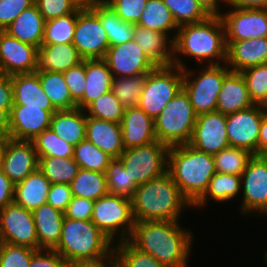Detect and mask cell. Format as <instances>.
<instances>
[{
  "label": "cell",
  "mask_w": 267,
  "mask_h": 267,
  "mask_svg": "<svg viewBox=\"0 0 267 267\" xmlns=\"http://www.w3.org/2000/svg\"><path fill=\"white\" fill-rule=\"evenodd\" d=\"M179 221L135 222L128 241L167 267H189L195 235Z\"/></svg>",
  "instance_id": "6da1fadb"
},
{
  "label": "cell",
  "mask_w": 267,
  "mask_h": 267,
  "mask_svg": "<svg viewBox=\"0 0 267 267\" xmlns=\"http://www.w3.org/2000/svg\"><path fill=\"white\" fill-rule=\"evenodd\" d=\"M226 48L220 16H209L205 21L179 26L173 42L172 65L187 68L182 61L184 56L196 59L199 66L224 64Z\"/></svg>",
  "instance_id": "7a4b0ae2"
},
{
  "label": "cell",
  "mask_w": 267,
  "mask_h": 267,
  "mask_svg": "<svg viewBox=\"0 0 267 267\" xmlns=\"http://www.w3.org/2000/svg\"><path fill=\"white\" fill-rule=\"evenodd\" d=\"M131 200L135 222L181 221L185 208L192 207L168 172L138 185Z\"/></svg>",
  "instance_id": "3957f363"
},
{
  "label": "cell",
  "mask_w": 267,
  "mask_h": 267,
  "mask_svg": "<svg viewBox=\"0 0 267 267\" xmlns=\"http://www.w3.org/2000/svg\"><path fill=\"white\" fill-rule=\"evenodd\" d=\"M167 172L193 205L206 191L216 169L213 155L185 144L169 147Z\"/></svg>",
  "instance_id": "277c9868"
},
{
  "label": "cell",
  "mask_w": 267,
  "mask_h": 267,
  "mask_svg": "<svg viewBox=\"0 0 267 267\" xmlns=\"http://www.w3.org/2000/svg\"><path fill=\"white\" fill-rule=\"evenodd\" d=\"M114 243L91 220L64 218L61 238L53 249L68 265L79 259H94L107 255Z\"/></svg>",
  "instance_id": "5b68a950"
},
{
  "label": "cell",
  "mask_w": 267,
  "mask_h": 267,
  "mask_svg": "<svg viewBox=\"0 0 267 267\" xmlns=\"http://www.w3.org/2000/svg\"><path fill=\"white\" fill-rule=\"evenodd\" d=\"M196 120L189 96L181 88L154 119L156 139L168 147L188 144Z\"/></svg>",
  "instance_id": "8992f818"
},
{
  "label": "cell",
  "mask_w": 267,
  "mask_h": 267,
  "mask_svg": "<svg viewBox=\"0 0 267 267\" xmlns=\"http://www.w3.org/2000/svg\"><path fill=\"white\" fill-rule=\"evenodd\" d=\"M182 71V88L188 94L195 113L216 111L218 95L224 78L231 72L230 68L224 63L200 66L197 70L187 67Z\"/></svg>",
  "instance_id": "52a82bcc"
},
{
  "label": "cell",
  "mask_w": 267,
  "mask_h": 267,
  "mask_svg": "<svg viewBox=\"0 0 267 267\" xmlns=\"http://www.w3.org/2000/svg\"><path fill=\"white\" fill-rule=\"evenodd\" d=\"M91 221L114 244L128 240L135 225L132 200L110 193L100 197L94 202Z\"/></svg>",
  "instance_id": "ba28073f"
},
{
  "label": "cell",
  "mask_w": 267,
  "mask_h": 267,
  "mask_svg": "<svg viewBox=\"0 0 267 267\" xmlns=\"http://www.w3.org/2000/svg\"><path fill=\"white\" fill-rule=\"evenodd\" d=\"M182 82L180 67L157 66L146 76L138 107L155 119L182 88Z\"/></svg>",
  "instance_id": "9c48e42d"
},
{
  "label": "cell",
  "mask_w": 267,
  "mask_h": 267,
  "mask_svg": "<svg viewBox=\"0 0 267 267\" xmlns=\"http://www.w3.org/2000/svg\"><path fill=\"white\" fill-rule=\"evenodd\" d=\"M169 147L158 140L144 146L125 149L119 156L130 179L137 185L167 172Z\"/></svg>",
  "instance_id": "30bf717a"
},
{
  "label": "cell",
  "mask_w": 267,
  "mask_h": 267,
  "mask_svg": "<svg viewBox=\"0 0 267 267\" xmlns=\"http://www.w3.org/2000/svg\"><path fill=\"white\" fill-rule=\"evenodd\" d=\"M240 214L262 217L267 211V156L253 155L241 175Z\"/></svg>",
  "instance_id": "8fae6325"
},
{
  "label": "cell",
  "mask_w": 267,
  "mask_h": 267,
  "mask_svg": "<svg viewBox=\"0 0 267 267\" xmlns=\"http://www.w3.org/2000/svg\"><path fill=\"white\" fill-rule=\"evenodd\" d=\"M0 242L41 250L32 211L15 202L7 204L0 211Z\"/></svg>",
  "instance_id": "7c38bea8"
},
{
  "label": "cell",
  "mask_w": 267,
  "mask_h": 267,
  "mask_svg": "<svg viewBox=\"0 0 267 267\" xmlns=\"http://www.w3.org/2000/svg\"><path fill=\"white\" fill-rule=\"evenodd\" d=\"M266 111V106L254 104L247 109L226 115L230 146L258 155L259 130Z\"/></svg>",
  "instance_id": "4fadbf2b"
},
{
  "label": "cell",
  "mask_w": 267,
  "mask_h": 267,
  "mask_svg": "<svg viewBox=\"0 0 267 267\" xmlns=\"http://www.w3.org/2000/svg\"><path fill=\"white\" fill-rule=\"evenodd\" d=\"M72 44L83 59H104L109 41L99 17L92 10L77 9Z\"/></svg>",
  "instance_id": "5bb4252c"
},
{
  "label": "cell",
  "mask_w": 267,
  "mask_h": 267,
  "mask_svg": "<svg viewBox=\"0 0 267 267\" xmlns=\"http://www.w3.org/2000/svg\"><path fill=\"white\" fill-rule=\"evenodd\" d=\"M228 10L220 14L226 41L267 37V9L228 7Z\"/></svg>",
  "instance_id": "9a60e30c"
},
{
  "label": "cell",
  "mask_w": 267,
  "mask_h": 267,
  "mask_svg": "<svg viewBox=\"0 0 267 267\" xmlns=\"http://www.w3.org/2000/svg\"><path fill=\"white\" fill-rule=\"evenodd\" d=\"M104 60L113 77L148 74L157 67L134 40L109 46Z\"/></svg>",
  "instance_id": "2e32d148"
},
{
  "label": "cell",
  "mask_w": 267,
  "mask_h": 267,
  "mask_svg": "<svg viewBox=\"0 0 267 267\" xmlns=\"http://www.w3.org/2000/svg\"><path fill=\"white\" fill-rule=\"evenodd\" d=\"M37 168L38 156L32 141L4 138L0 169L14 184Z\"/></svg>",
  "instance_id": "e0dca14e"
},
{
  "label": "cell",
  "mask_w": 267,
  "mask_h": 267,
  "mask_svg": "<svg viewBox=\"0 0 267 267\" xmlns=\"http://www.w3.org/2000/svg\"><path fill=\"white\" fill-rule=\"evenodd\" d=\"M188 144L211 155L229 147L226 115L217 111L197 115L193 134Z\"/></svg>",
  "instance_id": "ac0fdd59"
},
{
  "label": "cell",
  "mask_w": 267,
  "mask_h": 267,
  "mask_svg": "<svg viewBox=\"0 0 267 267\" xmlns=\"http://www.w3.org/2000/svg\"><path fill=\"white\" fill-rule=\"evenodd\" d=\"M37 49L0 31V74L34 73L37 67Z\"/></svg>",
  "instance_id": "d6986e66"
},
{
  "label": "cell",
  "mask_w": 267,
  "mask_h": 267,
  "mask_svg": "<svg viewBox=\"0 0 267 267\" xmlns=\"http://www.w3.org/2000/svg\"><path fill=\"white\" fill-rule=\"evenodd\" d=\"M57 110H43V107L13 105L9 114V138L32 141L38 134L50 128L51 118Z\"/></svg>",
  "instance_id": "ffe728a7"
},
{
  "label": "cell",
  "mask_w": 267,
  "mask_h": 267,
  "mask_svg": "<svg viewBox=\"0 0 267 267\" xmlns=\"http://www.w3.org/2000/svg\"><path fill=\"white\" fill-rule=\"evenodd\" d=\"M225 64L233 72L267 64V37L242 41H226Z\"/></svg>",
  "instance_id": "44dd1931"
},
{
  "label": "cell",
  "mask_w": 267,
  "mask_h": 267,
  "mask_svg": "<svg viewBox=\"0 0 267 267\" xmlns=\"http://www.w3.org/2000/svg\"><path fill=\"white\" fill-rule=\"evenodd\" d=\"M120 124L125 149L140 147L157 141L154 119L138 106L125 108Z\"/></svg>",
  "instance_id": "7402d4cb"
},
{
  "label": "cell",
  "mask_w": 267,
  "mask_h": 267,
  "mask_svg": "<svg viewBox=\"0 0 267 267\" xmlns=\"http://www.w3.org/2000/svg\"><path fill=\"white\" fill-rule=\"evenodd\" d=\"M86 139L112 158H119L125 150L121 124L86 115Z\"/></svg>",
  "instance_id": "603a6c76"
},
{
  "label": "cell",
  "mask_w": 267,
  "mask_h": 267,
  "mask_svg": "<svg viewBox=\"0 0 267 267\" xmlns=\"http://www.w3.org/2000/svg\"><path fill=\"white\" fill-rule=\"evenodd\" d=\"M83 60L72 43L41 45L37 49L36 71L64 73Z\"/></svg>",
  "instance_id": "cb8c5ba5"
},
{
  "label": "cell",
  "mask_w": 267,
  "mask_h": 267,
  "mask_svg": "<svg viewBox=\"0 0 267 267\" xmlns=\"http://www.w3.org/2000/svg\"><path fill=\"white\" fill-rule=\"evenodd\" d=\"M244 78L231 71L225 78L218 95L216 111L229 115L253 106Z\"/></svg>",
  "instance_id": "d4e9b609"
},
{
  "label": "cell",
  "mask_w": 267,
  "mask_h": 267,
  "mask_svg": "<svg viewBox=\"0 0 267 267\" xmlns=\"http://www.w3.org/2000/svg\"><path fill=\"white\" fill-rule=\"evenodd\" d=\"M133 40L156 66H171L173 62L172 37L135 24Z\"/></svg>",
  "instance_id": "484cf974"
},
{
  "label": "cell",
  "mask_w": 267,
  "mask_h": 267,
  "mask_svg": "<svg viewBox=\"0 0 267 267\" xmlns=\"http://www.w3.org/2000/svg\"><path fill=\"white\" fill-rule=\"evenodd\" d=\"M32 214L39 248L53 250L61 238L62 224L65 218L64 212L45 203L34 209Z\"/></svg>",
  "instance_id": "4316f807"
},
{
  "label": "cell",
  "mask_w": 267,
  "mask_h": 267,
  "mask_svg": "<svg viewBox=\"0 0 267 267\" xmlns=\"http://www.w3.org/2000/svg\"><path fill=\"white\" fill-rule=\"evenodd\" d=\"M13 105L43 107V110H56L43 91L39 75L34 73L12 75Z\"/></svg>",
  "instance_id": "83f0119b"
},
{
  "label": "cell",
  "mask_w": 267,
  "mask_h": 267,
  "mask_svg": "<svg viewBox=\"0 0 267 267\" xmlns=\"http://www.w3.org/2000/svg\"><path fill=\"white\" fill-rule=\"evenodd\" d=\"M45 22L34 4L21 12L4 31L21 42L39 48L44 38Z\"/></svg>",
  "instance_id": "f1b7e54d"
},
{
  "label": "cell",
  "mask_w": 267,
  "mask_h": 267,
  "mask_svg": "<svg viewBox=\"0 0 267 267\" xmlns=\"http://www.w3.org/2000/svg\"><path fill=\"white\" fill-rule=\"evenodd\" d=\"M85 75L84 96L77 103V107L83 110L95 99L111 90L113 79L104 59H85Z\"/></svg>",
  "instance_id": "f546056e"
},
{
  "label": "cell",
  "mask_w": 267,
  "mask_h": 267,
  "mask_svg": "<svg viewBox=\"0 0 267 267\" xmlns=\"http://www.w3.org/2000/svg\"><path fill=\"white\" fill-rule=\"evenodd\" d=\"M50 182L37 168L23 181L14 184L13 202L27 210L33 211L47 203V195L50 189Z\"/></svg>",
  "instance_id": "4dcf8cb0"
},
{
  "label": "cell",
  "mask_w": 267,
  "mask_h": 267,
  "mask_svg": "<svg viewBox=\"0 0 267 267\" xmlns=\"http://www.w3.org/2000/svg\"><path fill=\"white\" fill-rule=\"evenodd\" d=\"M50 129L68 144L76 146L86 139V113L78 107L53 113Z\"/></svg>",
  "instance_id": "1f68e13d"
},
{
  "label": "cell",
  "mask_w": 267,
  "mask_h": 267,
  "mask_svg": "<svg viewBox=\"0 0 267 267\" xmlns=\"http://www.w3.org/2000/svg\"><path fill=\"white\" fill-rule=\"evenodd\" d=\"M241 193V176L216 172L210 180L204 194L192 205V208H204L209 198L218 203L230 202ZM208 200V201H207Z\"/></svg>",
  "instance_id": "d6a6232c"
},
{
  "label": "cell",
  "mask_w": 267,
  "mask_h": 267,
  "mask_svg": "<svg viewBox=\"0 0 267 267\" xmlns=\"http://www.w3.org/2000/svg\"><path fill=\"white\" fill-rule=\"evenodd\" d=\"M136 25L161 32L168 37L172 35L173 42L179 28L163 0H147Z\"/></svg>",
  "instance_id": "836d02e7"
},
{
  "label": "cell",
  "mask_w": 267,
  "mask_h": 267,
  "mask_svg": "<svg viewBox=\"0 0 267 267\" xmlns=\"http://www.w3.org/2000/svg\"><path fill=\"white\" fill-rule=\"evenodd\" d=\"M100 19L109 41V46L133 40L135 24L125 22L106 3L92 10Z\"/></svg>",
  "instance_id": "e575fe53"
},
{
  "label": "cell",
  "mask_w": 267,
  "mask_h": 267,
  "mask_svg": "<svg viewBox=\"0 0 267 267\" xmlns=\"http://www.w3.org/2000/svg\"><path fill=\"white\" fill-rule=\"evenodd\" d=\"M39 75L43 91L56 110H70L77 107L69 88L65 83L63 73L50 71H35Z\"/></svg>",
  "instance_id": "d590c367"
},
{
  "label": "cell",
  "mask_w": 267,
  "mask_h": 267,
  "mask_svg": "<svg viewBox=\"0 0 267 267\" xmlns=\"http://www.w3.org/2000/svg\"><path fill=\"white\" fill-rule=\"evenodd\" d=\"M73 196L96 201L108 194L105 173L80 168L70 183Z\"/></svg>",
  "instance_id": "8d00e7d4"
},
{
  "label": "cell",
  "mask_w": 267,
  "mask_h": 267,
  "mask_svg": "<svg viewBox=\"0 0 267 267\" xmlns=\"http://www.w3.org/2000/svg\"><path fill=\"white\" fill-rule=\"evenodd\" d=\"M38 169L50 184H70L77 176L79 165L71 158L38 157Z\"/></svg>",
  "instance_id": "74e56055"
},
{
  "label": "cell",
  "mask_w": 267,
  "mask_h": 267,
  "mask_svg": "<svg viewBox=\"0 0 267 267\" xmlns=\"http://www.w3.org/2000/svg\"><path fill=\"white\" fill-rule=\"evenodd\" d=\"M73 159L79 168L105 173L113 158L85 139L74 146Z\"/></svg>",
  "instance_id": "f35d334b"
},
{
  "label": "cell",
  "mask_w": 267,
  "mask_h": 267,
  "mask_svg": "<svg viewBox=\"0 0 267 267\" xmlns=\"http://www.w3.org/2000/svg\"><path fill=\"white\" fill-rule=\"evenodd\" d=\"M77 22V10L45 22L42 45L72 43Z\"/></svg>",
  "instance_id": "ab89813d"
},
{
  "label": "cell",
  "mask_w": 267,
  "mask_h": 267,
  "mask_svg": "<svg viewBox=\"0 0 267 267\" xmlns=\"http://www.w3.org/2000/svg\"><path fill=\"white\" fill-rule=\"evenodd\" d=\"M147 74L113 77L111 91L125 107H137Z\"/></svg>",
  "instance_id": "60d3db41"
},
{
  "label": "cell",
  "mask_w": 267,
  "mask_h": 267,
  "mask_svg": "<svg viewBox=\"0 0 267 267\" xmlns=\"http://www.w3.org/2000/svg\"><path fill=\"white\" fill-rule=\"evenodd\" d=\"M105 175L110 194L132 199L138 185L133 179H130L126 168L119 158H113L109 162Z\"/></svg>",
  "instance_id": "b9f144b4"
},
{
  "label": "cell",
  "mask_w": 267,
  "mask_h": 267,
  "mask_svg": "<svg viewBox=\"0 0 267 267\" xmlns=\"http://www.w3.org/2000/svg\"><path fill=\"white\" fill-rule=\"evenodd\" d=\"M253 154L237 147H227L213 155L216 172L241 176Z\"/></svg>",
  "instance_id": "7bdbcfd3"
},
{
  "label": "cell",
  "mask_w": 267,
  "mask_h": 267,
  "mask_svg": "<svg viewBox=\"0 0 267 267\" xmlns=\"http://www.w3.org/2000/svg\"><path fill=\"white\" fill-rule=\"evenodd\" d=\"M38 157H73L74 146L68 144L50 128L32 140Z\"/></svg>",
  "instance_id": "ee69618b"
},
{
  "label": "cell",
  "mask_w": 267,
  "mask_h": 267,
  "mask_svg": "<svg viewBox=\"0 0 267 267\" xmlns=\"http://www.w3.org/2000/svg\"><path fill=\"white\" fill-rule=\"evenodd\" d=\"M125 107L110 90L91 102L85 109V113L96 119L120 123L124 115Z\"/></svg>",
  "instance_id": "f6af8a7d"
},
{
  "label": "cell",
  "mask_w": 267,
  "mask_h": 267,
  "mask_svg": "<svg viewBox=\"0 0 267 267\" xmlns=\"http://www.w3.org/2000/svg\"><path fill=\"white\" fill-rule=\"evenodd\" d=\"M120 267H167L152 255L135 248L128 240L114 244Z\"/></svg>",
  "instance_id": "bcb514c9"
},
{
  "label": "cell",
  "mask_w": 267,
  "mask_h": 267,
  "mask_svg": "<svg viewBox=\"0 0 267 267\" xmlns=\"http://www.w3.org/2000/svg\"><path fill=\"white\" fill-rule=\"evenodd\" d=\"M178 26L205 21L209 15L196 0H163Z\"/></svg>",
  "instance_id": "7dc6e473"
},
{
  "label": "cell",
  "mask_w": 267,
  "mask_h": 267,
  "mask_svg": "<svg viewBox=\"0 0 267 267\" xmlns=\"http://www.w3.org/2000/svg\"><path fill=\"white\" fill-rule=\"evenodd\" d=\"M240 73L253 103L267 107V64L250 67Z\"/></svg>",
  "instance_id": "c3c4849f"
},
{
  "label": "cell",
  "mask_w": 267,
  "mask_h": 267,
  "mask_svg": "<svg viewBox=\"0 0 267 267\" xmlns=\"http://www.w3.org/2000/svg\"><path fill=\"white\" fill-rule=\"evenodd\" d=\"M38 250L0 242V267H29Z\"/></svg>",
  "instance_id": "681fc988"
},
{
  "label": "cell",
  "mask_w": 267,
  "mask_h": 267,
  "mask_svg": "<svg viewBox=\"0 0 267 267\" xmlns=\"http://www.w3.org/2000/svg\"><path fill=\"white\" fill-rule=\"evenodd\" d=\"M147 0H108L106 4L125 22L136 24Z\"/></svg>",
  "instance_id": "f907efd6"
},
{
  "label": "cell",
  "mask_w": 267,
  "mask_h": 267,
  "mask_svg": "<svg viewBox=\"0 0 267 267\" xmlns=\"http://www.w3.org/2000/svg\"><path fill=\"white\" fill-rule=\"evenodd\" d=\"M63 75L73 100L78 103L83 98L86 87L85 59L77 66L69 68Z\"/></svg>",
  "instance_id": "816d5d0a"
},
{
  "label": "cell",
  "mask_w": 267,
  "mask_h": 267,
  "mask_svg": "<svg viewBox=\"0 0 267 267\" xmlns=\"http://www.w3.org/2000/svg\"><path fill=\"white\" fill-rule=\"evenodd\" d=\"M34 4L46 21L74 13L77 10L70 0H35Z\"/></svg>",
  "instance_id": "f5cc1de1"
},
{
  "label": "cell",
  "mask_w": 267,
  "mask_h": 267,
  "mask_svg": "<svg viewBox=\"0 0 267 267\" xmlns=\"http://www.w3.org/2000/svg\"><path fill=\"white\" fill-rule=\"evenodd\" d=\"M35 0H0V31H4Z\"/></svg>",
  "instance_id": "db71d44e"
},
{
  "label": "cell",
  "mask_w": 267,
  "mask_h": 267,
  "mask_svg": "<svg viewBox=\"0 0 267 267\" xmlns=\"http://www.w3.org/2000/svg\"><path fill=\"white\" fill-rule=\"evenodd\" d=\"M94 202L93 200L73 196L64 215L73 220H91Z\"/></svg>",
  "instance_id": "11a10c76"
},
{
  "label": "cell",
  "mask_w": 267,
  "mask_h": 267,
  "mask_svg": "<svg viewBox=\"0 0 267 267\" xmlns=\"http://www.w3.org/2000/svg\"><path fill=\"white\" fill-rule=\"evenodd\" d=\"M72 197L70 184H51L47 195V203L53 208L65 212Z\"/></svg>",
  "instance_id": "9f6ffc18"
},
{
  "label": "cell",
  "mask_w": 267,
  "mask_h": 267,
  "mask_svg": "<svg viewBox=\"0 0 267 267\" xmlns=\"http://www.w3.org/2000/svg\"><path fill=\"white\" fill-rule=\"evenodd\" d=\"M29 267H68V265L55 250L41 249L32 256Z\"/></svg>",
  "instance_id": "6f0895ef"
},
{
  "label": "cell",
  "mask_w": 267,
  "mask_h": 267,
  "mask_svg": "<svg viewBox=\"0 0 267 267\" xmlns=\"http://www.w3.org/2000/svg\"><path fill=\"white\" fill-rule=\"evenodd\" d=\"M68 267H120L114 248L105 256L94 259H79Z\"/></svg>",
  "instance_id": "680465c9"
},
{
  "label": "cell",
  "mask_w": 267,
  "mask_h": 267,
  "mask_svg": "<svg viewBox=\"0 0 267 267\" xmlns=\"http://www.w3.org/2000/svg\"><path fill=\"white\" fill-rule=\"evenodd\" d=\"M13 104L12 75L0 74V109H4L10 114Z\"/></svg>",
  "instance_id": "91938a15"
},
{
  "label": "cell",
  "mask_w": 267,
  "mask_h": 267,
  "mask_svg": "<svg viewBox=\"0 0 267 267\" xmlns=\"http://www.w3.org/2000/svg\"><path fill=\"white\" fill-rule=\"evenodd\" d=\"M14 183L0 169V211L13 202Z\"/></svg>",
  "instance_id": "94428289"
},
{
  "label": "cell",
  "mask_w": 267,
  "mask_h": 267,
  "mask_svg": "<svg viewBox=\"0 0 267 267\" xmlns=\"http://www.w3.org/2000/svg\"><path fill=\"white\" fill-rule=\"evenodd\" d=\"M225 6L250 9H267V0H224Z\"/></svg>",
  "instance_id": "6125c7cd"
},
{
  "label": "cell",
  "mask_w": 267,
  "mask_h": 267,
  "mask_svg": "<svg viewBox=\"0 0 267 267\" xmlns=\"http://www.w3.org/2000/svg\"><path fill=\"white\" fill-rule=\"evenodd\" d=\"M209 16H220L223 11L221 6L225 4L224 0H196ZM223 3V4H222Z\"/></svg>",
  "instance_id": "be15d7a7"
},
{
  "label": "cell",
  "mask_w": 267,
  "mask_h": 267,
  "mask_svg": "<svg viewBox=\"0 0 267 267\" xmlns=\"http://www.w3.org/2000/svg\"><path fill=\"white\" fill-rule=\"evenodd\" d=\"M258 155L267 156V111L263 116L259 130Z\"/></svg>",
  "instance_id": "e7e4bbea"
},
{
  "label": "cell",
  "mask_w": 267,
  "mask_h": 267,
  "mask_svg": "<svg viewBox=\"0 0 267 267\" xmlns=\"http://www.w3.org/2000/svg\"><path fill=\"white\" fill-rule=\"evenodd\" d=\"M10 133V117L9 113L0 109V138H8Z\"/></svg>",
  "instance_id": "03108f58"
},
{
  "label": "cell",
  "mask_w": 267,
  "mask_h": 267,
  "mask_svg": "<svg viewBox=\"0 0 267 267\" xmlns=\"http://www.w3.org/2000/svg\"><path fill=\"white\" fill-rule=\"evenodd\" d=\"M70 2L79 10H93L96 6L104 3V0H70Z\"/></svg>",
  "instance_id": "003e7915"
},
{
  "label": "cell",
  "mask_w": 267,
  "mask_h": 267,
  "mask_svg": "<svg viewBox=\"0 0 267 267\" xmlns=\"http://www.w3.org/2000/svg\"><path fill=\"white\" fill-rule=\"evenodd\" d=\"M3 147H4V138H0V163H1V156L3 152Z\"/></svg>",
  "instance_id": "a7ac6f4b"
},
{
  "label": "cell",
  "mask_w": 267,
  "mask_h": 267,
  "mask_svg": "<svg viewBox=\"0 0 267 267\" xmlns=\"http://www.w3.org/2000/svg\"><path fill=\"white\" fill-rule=\"evenodd\" d=\"M264 253H265V254H263L264 263L266 264L265 266H267V250Z\"/></svg>",
  "instance_id": "89a4df30"
},
{
  "label": "cell",
  "mask_w": 267,
  "mask_h": 267,
  "mask_svg": "<svg viewBox=\"0 0 267 267\" xmlns=\"http://www.w3.org/2000/svg\"><path fill=\"white\" fill-rule=\"evenodd\" d=\"M262 216H263V217H264V216L266 217V216H267V211H266V212L264 213V215H262Z\"/></svg>",
  "instance_id": "2644e50d"
}]
</instances>
